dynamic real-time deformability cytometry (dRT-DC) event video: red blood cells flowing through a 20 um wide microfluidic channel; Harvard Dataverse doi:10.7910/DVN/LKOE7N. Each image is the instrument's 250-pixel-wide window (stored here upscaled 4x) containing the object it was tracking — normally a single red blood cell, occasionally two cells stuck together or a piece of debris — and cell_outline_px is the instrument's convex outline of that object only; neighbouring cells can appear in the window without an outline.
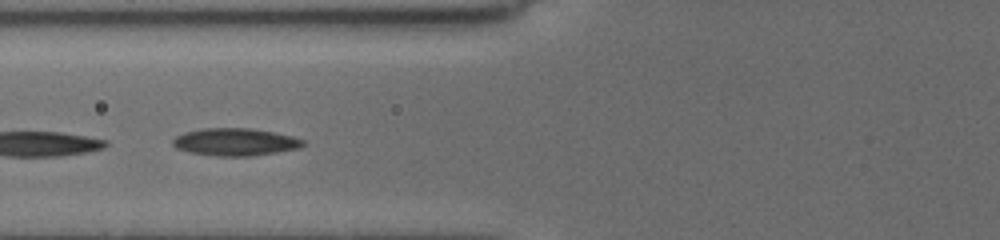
{"species": "common noctule bat (a hibernating species)", "species_latin": "Nyctalus noctula", "temperature_condition": "cold", "stored_images_in_passage": 22, "camera_frame_rate_fps": 3000, "um_per_image_px": 0.085, "animal": {"sex": "female", "body_mass_g": 19.5, "forearm_length_mm": 54.1}, "frame": {"image": 1, "passage_image": 19, "time_ms": 5.0, "image_size_px": [1000, 240], "cell_outline_px": [[308, 144], [300, 148], [252, 156], [216, 156], [188, 152], [176, 148], [172, 144], [172, 140], [176, 136], [184, 132], [204, 128], [248, 128], [276, 132], [292, 136], [304, 140]], "centroid_in_image_um": [20.01, 12.07], "position_along_channel_um": 105.8, "area_um2": 21.04}}